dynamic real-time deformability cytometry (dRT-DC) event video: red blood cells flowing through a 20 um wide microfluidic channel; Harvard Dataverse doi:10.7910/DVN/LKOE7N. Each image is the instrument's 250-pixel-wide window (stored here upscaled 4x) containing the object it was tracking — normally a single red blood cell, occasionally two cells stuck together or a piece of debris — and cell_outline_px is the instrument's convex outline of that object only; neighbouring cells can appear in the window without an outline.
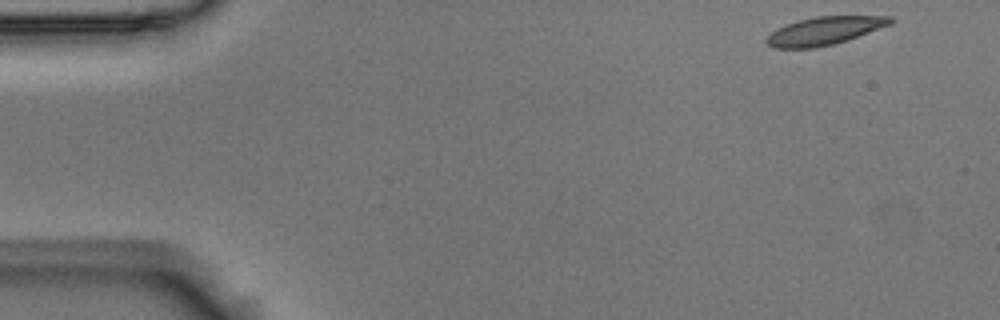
{"species": "Egyptian fruit bat (a non-hibernating species)", "species_latin": "Rousettus aegyptiacus", "temperature_condition": "room temperature", "stored_images_in_passage": 6, "camera_frame_rate_fps": 3000, "um_per_image_px": 0.085, "animal": {"sex": "male"}, "frame": {"image": 1, "passage_image": 1, "time_ms": 0.0, "image_size_px": [1000, 320], "cell_outline_px": [[896, 20], [892, 24], [848, 40], [816, 48], [772, 48], [764, 40], [776, 28], [796, 20], [816, 16], [892, 16]], "centroid_in_image_um": [70.09, 2.61], "position_along_channel_um": 14.9, "area_um2": 20.46}}
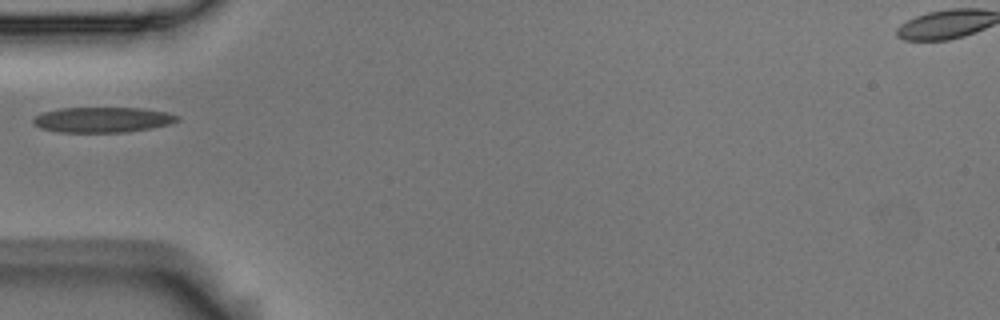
{"frame": {"image": 2, "passage_image": 5, "time_ms": 1.333, "image_size_px": [1000, 320], "cell_outline_px": [[180, 120], [168, 124], [148, 128], [124, 132], [60, 132], [40, 128], [32, 124], [32, 120], [40, 112], [60, 108], [140, 108], [168, 112], [180, 116]], "centroid_in_image_um": [8.68, 10.17], "position_along_channel_um": 76.3, "area_um2": 21.27}}
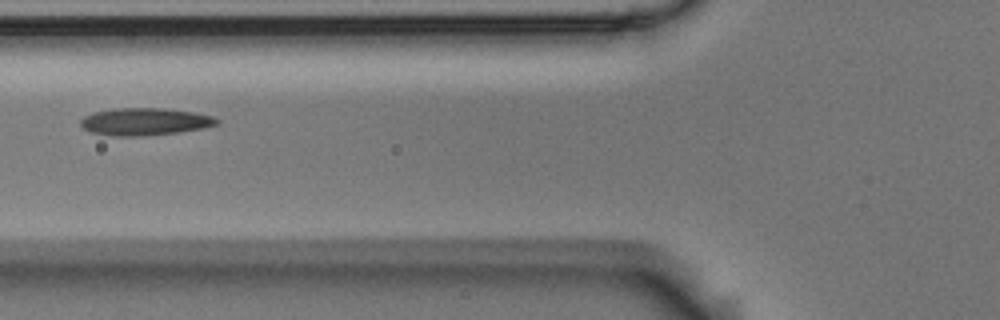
{"frame": {"image": 3, "passage_image": 6, "time_ms": 1.667, "image_size_px": [1000, 320], "cell_outline_px": [[220, 124], [204, 128], [176, 132], [140, 136], [112, 136], [92, 132], [84, 128], [80, 124], [80, 120], [84, 116], [92, 112], [116, 108], [164, 108], [192, 112], [216, 116], [220, 120]], "centroid_in_image_um": [12.34, 10.33], "position_along_channel_um": 113.5, "area_um2": 21.79}}